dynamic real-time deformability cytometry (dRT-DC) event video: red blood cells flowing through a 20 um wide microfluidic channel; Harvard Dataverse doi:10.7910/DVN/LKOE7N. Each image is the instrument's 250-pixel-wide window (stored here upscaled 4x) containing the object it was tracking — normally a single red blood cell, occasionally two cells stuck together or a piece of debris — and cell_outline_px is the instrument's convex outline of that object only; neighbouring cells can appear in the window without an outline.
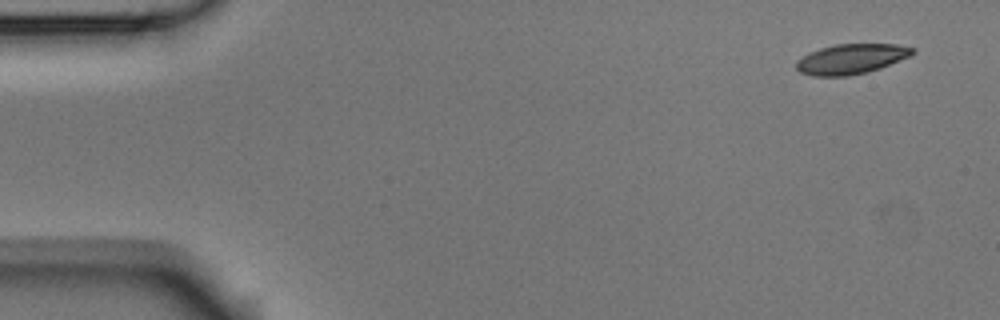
{"species": "Egyptian fruit bat (a non-hibernating species)", "species_latin": "Rousettus aegyptiacus", "temperature_condition": "room temperature", "stored_images_in_passage": 5, "camera_frame_rate_fps": 3000, "um_per_image_px": 0.085, "animal": {"sex": "male"}, "frame": {"image": 1, "passage_image": 1, "time_ms": 0.0, "image_size_px": [1000, 320], "cell_outline_px": [[916, 52], [912, 56], [880, 68], [848, 76], [812, 76], [800, 72], [796, 68], [796, 60], [808, 52], [820, 48], [836, 44], [896, 44], [916, 48]], "centroid_in_image_um": [72.36, 5.0], "position_along_channel_um": 12.6, "area_um2": 20.52}}
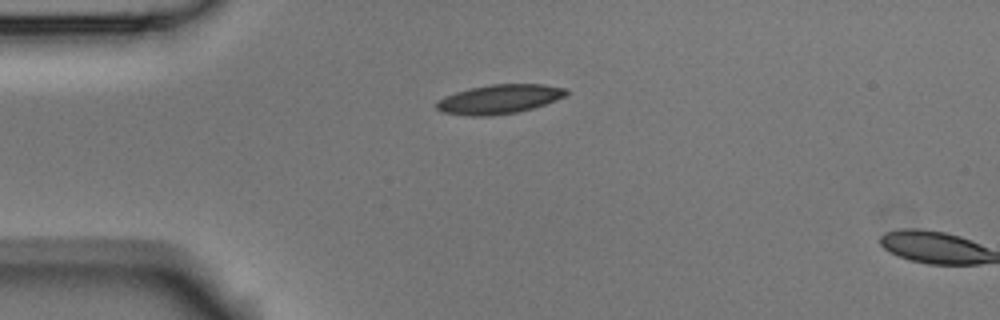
{"frame": {"image": 2, "passage_image": 4, "time_ms": 1.0, "image_size_px": [1000, 320], "cell_outline_px": [[568, 92], [564, 96], [556, 100], [532, 108], [516, 112], [488, 116], [468, 116], [440, 112], [436, 108], [436, 104], [444, 96], [456, 92], [472, 88], [492, 84], [544, 84], [568, 88]], "centroid_in_image_um": [42.44, 8.43], "position_along_channel_um": 42.6, "area_um2": 21.96}}